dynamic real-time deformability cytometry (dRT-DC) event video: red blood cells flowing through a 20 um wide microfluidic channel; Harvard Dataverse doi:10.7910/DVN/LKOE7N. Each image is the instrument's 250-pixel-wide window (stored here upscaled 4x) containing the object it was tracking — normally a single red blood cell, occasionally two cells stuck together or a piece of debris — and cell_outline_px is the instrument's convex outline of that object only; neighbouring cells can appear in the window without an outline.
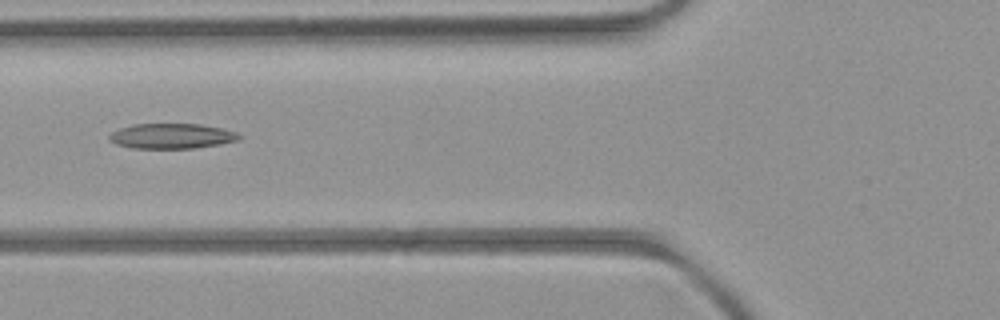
{"species": "common noctule bat (a hibernating species)", "species_latin": "Nyctalus noctula", "temperature_condition": "room temperature", "stored_images_in_passage": 5, "camera_frame_rate_fps": 3000, "um_per_image_px": 0.085, "animal": {"sex": "female", "body_mass_g": 21.9}, "frame": {"image": 1, "passage_image": 5, "time_ms": 4.333, "image_size_px": [1000, 320], "cell_outline_px": [[240, 136], [236, 140], [220, 144], [192, 148], [132, 148], [116, 144], [108, 140], [108, 136], [112, 132], [120, 128], [136, 124], [200, 124], [224, 128], [236, 132]], "centroid_in_image_um": [14.56, 11.56], "position_along_channel_um": 111.2, "area_um2": 18.9}}